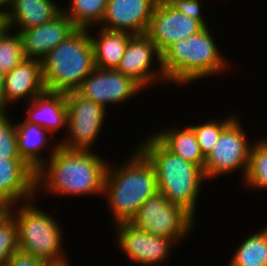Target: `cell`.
Wrapping results in <instances>:
<instances>
[{"label": "cell", "instance_id": "cell-1", "mask_svg": "<svg viewBox=\"0 0 267 266\" xmlns=\"http://www.w3.org/2000/svg\"><path fill=\"white\" fill-rule=\"evenodd\" d=\"M49 159L36 171V196L41 189L55 196L103 195L108 163L94 150H68L55 143ZM45 189V190H44Z\"/></svg>", "mask_w": 267, "mask_h": 266}, {"label": "cell", "instance_id": "cell-2", "mask_svg": "<svg viewBox=\"0 0 267 266\" xmlns=\"http://www.w3.org/2000/svg\"><path fill=\"white\" fill-rule=\"evenodd\" d=\"M133 149L120 165L112 167L108 161L103 196L113 215V226L131 222L141 205L158 192L153 165L136 147Z\"/></svg>", "mask_w": 267, "mask_h": 266}, {"label": "cell", "instance_id": "cell-3", "mask_svg": "<svg viewBox=\"0 0 267 266\" xmlns=\"http://www.w3.org/2000/svg\"><path fill=\"white\" fill-rule=\"evenodd\" d=\"M135 147L153 165L158 191L195 218L201 186L208 182L204 169L170 152L152 134Z\"/></svg>", "mask_w": 267, "mask_h": 266}, {"label": "cell", "instance_id": "cell-4", "mask_svg": "<svg viewBox=\"0 0 267 266\" xmlns=\"http://www.w3.org/2000/svg\"><path fill=\"white\" fill-rule=\"evenodd\" d=\"M215 43L207 26L166 48L161 53V67L167 82L188 86L193 81L224 73L230 62Z\"/></svg>", "mask_w": 267, "mask_h": 266}, {"label": "cell", "instance_id": "cell-5", "mask_svg": "<svg viewBox=\"0 0 267 266\" xmlns=\"http://www.w3.org/2000/svg\"><path fill=\"white\" fill-rule=\"evenodd\" d=\"M41 68L46 91H76L95 69L90 30L77 28L41 60Z\"/></svg>", "mask_w": 267, "mask_h": 266}, {"label": "cell", "instance_id": "cell-6", "mask_svg": "<svg viewBox=\"0 0 267 266\" xmlns=\"http://www.w3.org/2000/svg\"><path fill=\"white\" fill-rule=\"evenodd\" d=\"M35 201L36 198L12 205L10 209L17 224L19 250L50 265L64 264L68 258L62 248L63 228L49 211L36 207Z\"/></svg>", "mask_w": 267, "mask_h": 266}, {"label": "cell", "instance_id": "cell-7", "mask_svg": "<svg viewBox=\"0 0 267 266\" xmlns=\"http://www.w3.org/2000/svg\"><path fill=\"white\" fill-rule=\"evenodd\" d=\"M195 219L158 191L141 205L130 223L151 235L167 237L179 245L191 234Z\"/></svg>", "mask_w": 267, "mask_h": 266}, {"label": "cell", "instance_id": "cell-8", "mask_svg": "<svg viewBox=\"0 0 267 266\" xmlns=\"http://www.w3.org/2000/svg\"><path fill=\"white\" fill-rule=\"evenodd\" d=\"M67 137L59 146L68 150H90L97 141L108 108L80 96L76 91L66 93Z\"/></svg>", "mask_w": 267, "mask_h": 266}, {"label": "cell", "instance_id": "cell-9", "mask_svg": "<svg viewBox=\"0 0 267 266\" xmlns=\"http://www.w3.org/2000/svg\"><path fill=\"white\" fill-rule=\"evenodd\" d=\"M249 137L242 128L238 116L222 131L214 148L205 158L204 173L208 181L222 175L233 174L242 169L244 179L251 148L254 142L249 143ZM236 170V171H235Z\"/></svg>", "mask_w": 267, "mask_h": 266}, {"label": "cell", "instance_id": "cell-10", "mask_svg": "<svg viewBox=\"0 0 267 266\" xmlns=\"http://www.w3.org/2000/svg\"><path fill=\"white\" fill-rule=\"evenodd\" d=\"M115 241L125 258L137 265L156 266L164 263L175 243L163 236L151 235L130 222L115 225Z\"/></svg>", "mask_w": 267, "mask_h": 266}, {"label": "cell", "instance_id": "cell-11", "mask_svg": "<svg viewBox=\"0 0 267 266\" xmlns=\"http://www.w3.org/2000/svg\"><path fill=\"white\" fill-rule=\"evenodd\" d=\"M152 63H156L158 67ZM116 70L131 77L144 90L156 81L167 83L161 67V53L145 34L133 35L130 38Z\"/></svg>", "mask_w": 267, "mask_h": 266}, {"label": "cell", "instance_id": "cell-12", "mask_svg": "<svg viewBox=\"0 0 267 266\" xmlns=\"http://www.w3.org/2000/svg\"><path fill=\"white\" fill-rule=\"evenodd\" d=\"M143 88L131 77L116 69L95 68L76 92L85 99L101 104H120L140 93Z\"/></svg>", "mask_w": 267, "mask_h": 266}, {"label": "cell", "instance_id": "cell-13", "mask_svg": "<svg viewBox=\"0 0 267 266\" xmlns=\"http://www.w3.org/2000/svg\"><path fill=\"white\" fill-rule=\"evenodd\" d=\"M204 28L200 21L176 11L165 0H158L145 35L162 53L174 42L195 35Z\"/></svg>", "mask_w": 267, "mask_h": 266}, {"label": "cell", "instance_id": "cell-14", "mask_svg": "<svg viewBox=\"0 0 267 266\" xmlns=\"http://www.w3.org/2000/svg\"><path fill=\"white\" fill-rule=\"evenodd\" d=\"M158 0H108L101 28L145 34Z\"/></svg>", "mask_w": 267, "mask_h": 266}, {"label": "cell", "instance_id": "cell-15", "mask_svg": "<svg viewBox=\"0 0 267 266\" xmlns=\"http://www.w3.org/2000/svg\"><path fill=\"white\" fill-rule=\"evenodd\" d=\"M35 174L21 157L0 156V202L12 206L36 198Z\"/></svg>", "mask_w": 267, "mask_h": 266}, {"label": "cell", "instance_id": "cell-16", "mask_svg": "<svg viewBox=\"0 0 267 266\" xmlns=\"http://www.w3.org/2000/svg\"><path fill=\"white\" fill-rule=\"evenodd\" d=\"M76 29L73 22L61 11L50 22L21 31L25 58L41 61Z\"/></svg>", "mask_w": 267, "mask_h": 266}, {"label": "cell", "instance_id": "cell-17", "mask_svg": "<svg viewBox=\"0 0 267 266\" xmlns=\"http://www.w3.org/2000/svg\"><path fill=\"white\" fill-rule=\"evenodd\" d=\"M45 91L41 61L25 58L4 76L3 110L8 111L17 101H31Z\"/></svg>", "mask_w": 267, "mask_h": 266}, {"label": "cell", "instance_id": "cell-18", "mask_svg": "<svg viewBox=\"0 0 267 266\" xmlns=\"http://www.w3.org/2000/svg\"><path fill=\"white\" fill-rule=\"evenodd\" d=\"M62 11V6L54 0H12L3 26L10 29L18 28L21 32L50 22Z\"/></svg>", "mask_w": 267, "mask_h": 266}, {"label": "cell", "instance_id": "cell-19", "mask_svg": "<svg viewBox=\"0 0 267 266\" xmlns=\"http://www.w3.org/2000/svg\"><path fill=\"white\" fill-rule=\"evenodd\" d=\"M28 103L26 122L43 127L51 135L67 128L66 93L45 91Z\"/></svg>", "mask_w": 267, "mask_h": 266}, {"label": "cell", "instance_id": "cell-20", "mask_svg": "<svg viewBox=\"0 0 267 266\" xmlns=\"http://www.w3.org/2000/svg\"><path fill=\"white\" fill-rule=\"evenodd\" d=\"M17 134V149L19 156L35 171H37L49 158L42 156L46 147L49 149L50 133L36 124L23 120L15 122ZM48 133V134H47ZM49 138V139H48ZM45 149V150H44Z\"/></svg>", "mask_w": 267, "mask_h": 266}, {"label": "cell", "instance_id": "cell-21", "mask_svg": "<svg viewBox=\"0 0 267 266\" xmlns=\"http://www.w3.org/2000/svg\"><path fill=\"white\" fill-rule=\"evenodd\" d=\"M185 127L179 128L175 125L170 129L152 132V135L173 154L204 169L205 157L201 152L195 132L189 125Z\"/></svg>", "mask_w": 267, "mask_h": 266}, {"label": "cell", "instance_id": "cell-22", "mask_svg": "<svg viewBox=\"0 0 267 266\" xmlns=\"http://www.w3.org/2000/svg\"><path fill=\"white\" fill-rule=\"evenodd\" d=\"M96 37L90 35L94 51L95 68L117 69L126 46L133 36L127 32L110 31L98 28Z\"/></svg>", "mask_w": 267, "mask_h": 266}, {"label": "cell", "instance_id": "cell-23", "mask_svg": "<svg viewBox=\"0 0 267 266\" xmlns=\"http://www.w3.org/2000/svg\"><path fill=\"white\" fill-rule=\"evenodd\" d=\"M239 245L228 266H267V226L249 235Z\"/></svg>", "mask_w": 267, "mask_h": 266}, {"label": "cell", "instance_id": "cell-24", "mask_svg": "<svg viewBox=\"0 0 267 266\" xmlns=\"http://www.w3.org/2000/svg\"><path fill=\"white\" fill-rule=\"evenodd\" d=\"M108 0H69V7L62 11L78 29L91 30L100 26L107 7Z\"/></svg>", "mask_w": 267, "mask_h": 266}, {"label": "cell", "instance_id": "cell-25", "mask_svg": "<svg viewBox=\"0 0 267 266\" xmlns=\"http://www.w3.org/2000/svg\"><path fill=\"white\" fill-rule=\"evenodd\" d=\"M243 185L248 190H267V137L254 140Z\"/></svg>", "mask_w": 267, "mask_h": 266}, {"label": "cell", "instance_id": "cell-26", "mask_svg": "<svg viewBox=\"0 0 267 266\" xmlns=\"http://www.w3.org/2000/svg\"><path fill=\"white\" fill-rule=\"evenodd\" d=\"M24 59L20 33H12L10 28L2 25L0 28V70L6 74Z\"/></svg>", "mask_w": 267, "mask_h": 266}, {"label": "cell", "instance_id": "cell-27", "mask_svg": "<svg viewBox=\"0 0 267 266\" xmlns=\"http://www.w3.org/2000/svg\"><path fill=\"white\" fill-rule=\"evenodd\" d=\"M236 118L228 116L223 120H206L207 122L199 123L198 125H189L195 132L197 142L199 143L201 152L206 158L214 148L222 131Z\"/></svg>", "mask_w": 267, "mask_h": 266}, {"label": "cell", "instance_id": "cell-28", "mask_svg": "<svg viewBox=\"0 0 267 266\" xmlns=\"http://www.w3.org/2000/svg\"><path fill=\"white\" fill-rule=\"evenodd\" d=\"M18 250L17 224L9 214L0 224V266Z\"/></svg>", "mask_w": 267, "mask_h": 266}, {"label": "cell", "instance_id": "cell-29", "mask_svg": "<svg viewBox=\"0 0 267 266\" xmlns=\"http://www.w3.org/2000/svg\"><path fill=\"white\" fill-rule=\"evenodd\" d=\"M0 156L20 157L17 149L15 123L9 119L7 110H0Z\"/></svg>", "mask_w": 267, "mask_h": 266}, {"label": "cell", "instance_id": "cell-30", "mask_svg": "<svg viewBox=\"0 0 267 266\" xmlns=\"http://www.w3.org/2000/svg\"><path fill=\"white\" fill-rule=\"evenodd\" d=\"M176 11L182 12L183 15L192 17L200 21L205 27L207 22L204 16L201 14L200 0H165Z\"/></svg>", "mask_w": 267, "mask_h": 266}, {"label": "cell", "instance_id": "cell-31", "mask_svg": "<svg viewBox=\"0 0 267 266\" xmlns=\"http://www.w3.org/2000/svg\"><path fill=\"white\" fill-rule=\"evenodd\" d=\"M46 261L26 254L20 250L16 251L6 262L4 266H49Z\"/></svg>", "mask_w": 267, "mask_h": 266}, {"label": "cell", "instance_id": "cell-32", "mask_svg": "<svg viewBox=\"0 0 267 266\" xmlns=\"http://www.w3.org/2000/svg\"><path fill=\"white\" fill-rule=\"evenodd\" d=\"M11 205L0 202V224L10 214Z\"/></svg>", "mask_w": 267, "mask_h": 266}, {"label": "cell", "instance_id": "cell-33", "mask_svg": "<svg viewBox=\"0 0 267 266\" xmlns=\"http://www.w3.org/2000/svg\"><path fill=\"white\" fill-rule=\"evenodd\" d=\"M12 0H0V17L3 19Z\"/></svg>", "mask_w": 267, "mask_h": 266}, {"label": "cell", "instance_id": "cell-34", "mask_svg": "<svg viewBox=\"0 0 267 266\" xmlns=\"http://www.w3.org/2000/svg\"><path fill=\"white\" fill-rule=\"evenodd\" d=\"M4 76L5 73L0 70V110H3Z\"/></svg>", "mask_w": 267, "mask_h": 266}, {"label": "cell", "instance_id": "cell-35", "mask_svg": "<svg viewBox=\"0 0 267 266\" xmlns=\"http://www.w3.org/2000/svg\"><path fill=\"white\" fill-rule=\"evenodd\" d=\"M69 263H70V262L68 261V262H66V263H64V264L49 265V266H71Z\"/></svg>", "mask_w": 267, "mask_h": 266}, {"label": "cell", "instance_id": "cell-36", "mask_svg": "<svg viewBox=\"0 0 267 266\" xmlns=\"http://www.w3.org/2000/svg\"><path fill=\"white\" fill-rule=\"evenodd\" d=\"M3 25V19L0 17V28Z\"/></svg>", "mask_w": 267, "mask_h": 266}]
</instances>
